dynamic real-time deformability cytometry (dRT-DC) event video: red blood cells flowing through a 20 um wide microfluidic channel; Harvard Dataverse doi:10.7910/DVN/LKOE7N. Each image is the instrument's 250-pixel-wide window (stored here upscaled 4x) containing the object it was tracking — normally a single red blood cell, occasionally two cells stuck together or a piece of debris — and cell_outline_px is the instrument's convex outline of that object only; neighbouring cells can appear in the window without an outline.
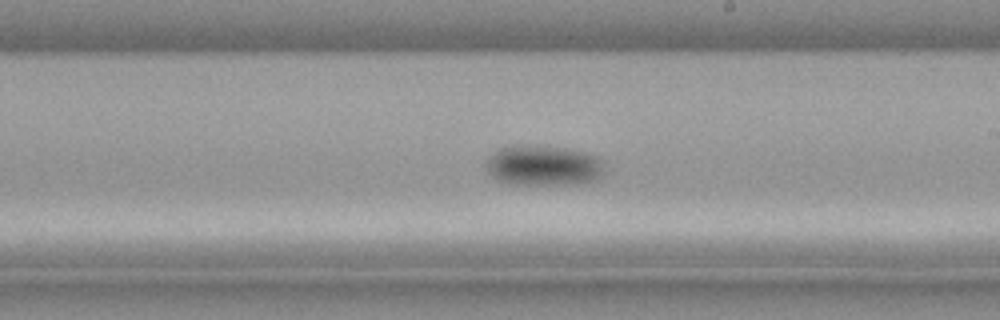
{"species": "common noctule bat (a hibernating species)", "species_latin": "Nyctalus noctula", "temperature_condition": "cold", "stored_images_in_passage": 29, "camera_frame_rate_fps": 3000, "um_per_image_px": 0.085, "animal": {"sex": "male", "body_mass_g": 21.5, "forearm_length_mm": 52.0}, "frame": {"image": 1, "passage_image": 17, "time_ms": 5.333, "image_size_px": [1000, 320], "cell_outline_px": [[600, 172], [592, 180], [580, 184], [512, 184], [496, 180], [488, 172], [484, 164], [484, 160], [488, 156], [500, 148], [512, 144], [520, 144], [564, 148], [584, 152], [600, 156]], "centroid_in_image_um": [46.06, 14.05], "position_along_channel_um": 242.9, "area_um2": 27.8}}